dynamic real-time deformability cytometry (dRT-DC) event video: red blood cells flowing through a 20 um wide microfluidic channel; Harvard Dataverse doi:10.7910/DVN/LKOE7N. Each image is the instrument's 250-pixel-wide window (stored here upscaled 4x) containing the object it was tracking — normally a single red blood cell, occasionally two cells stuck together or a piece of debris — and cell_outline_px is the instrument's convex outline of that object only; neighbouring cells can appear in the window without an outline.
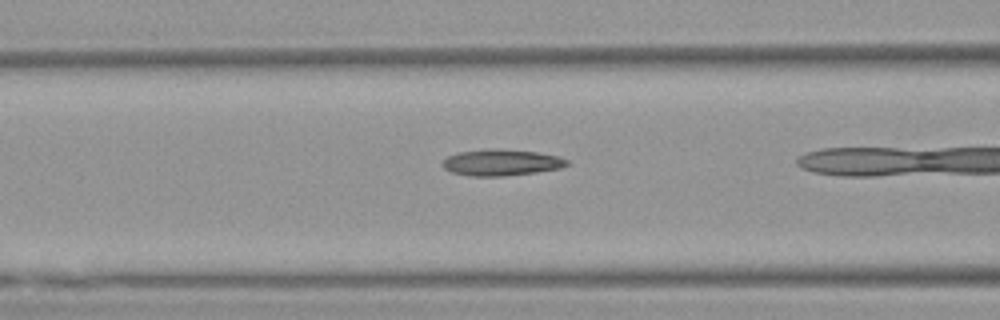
{"species": "Egyptian fruit bat (a non-hibernating species)", "species_latin": "Rousettus aegyptiacus", "temperature_condition": "warm", "stored_images_in_passage": 22, "camera_frame_rate_fps": 3000, "um_per_image_px": 0.085, "animal": {"sex": "female"}, "frame": {"image": 1, "passage_image": 17, "time_ms": 5.333, "image_size_px": [1000, 320], "cell_outline_px": [[572, 164], [560, 168], [536, 172], [504, 176], [468, 176], [452, 172], [444, 168], [440, 164], [448, 156], [456, 152], [492, 148], [496, 148], [536, 152], [560, 156], [568, 160]], "centroid_in_image_um": [42.62, 13.81], "position_along_channel_um": 124.0, "area_um2": 19.31}}
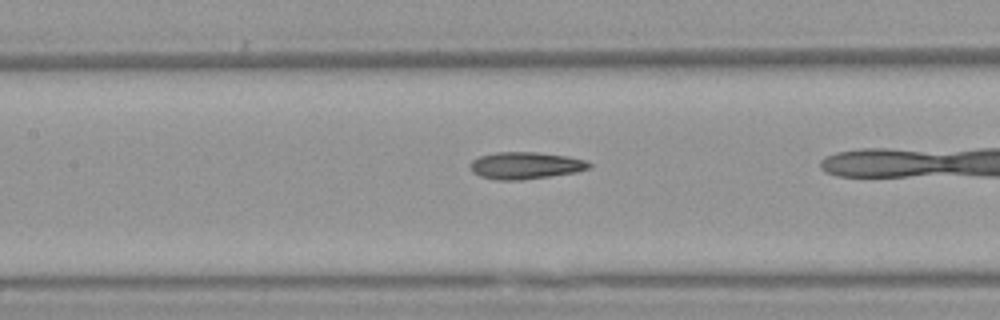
{"frame": {"image": 2, "passage_image": 20, "time_ms": 6.333, "image_size_px": [1000, 320], "cell_outline_px": [[592, 168], [576, 172], [520, 180], [496, 180], [480, 176], [472, 172], [468, 164], [472, 160], [480, 156], [496, 152], [536, 152], [568, 156], [588, 160], [592, 164]], "centroid_in_image_um": [44.68, 14.06], "position_along_channel_um": 162.7, "area_um2": 18.9}}